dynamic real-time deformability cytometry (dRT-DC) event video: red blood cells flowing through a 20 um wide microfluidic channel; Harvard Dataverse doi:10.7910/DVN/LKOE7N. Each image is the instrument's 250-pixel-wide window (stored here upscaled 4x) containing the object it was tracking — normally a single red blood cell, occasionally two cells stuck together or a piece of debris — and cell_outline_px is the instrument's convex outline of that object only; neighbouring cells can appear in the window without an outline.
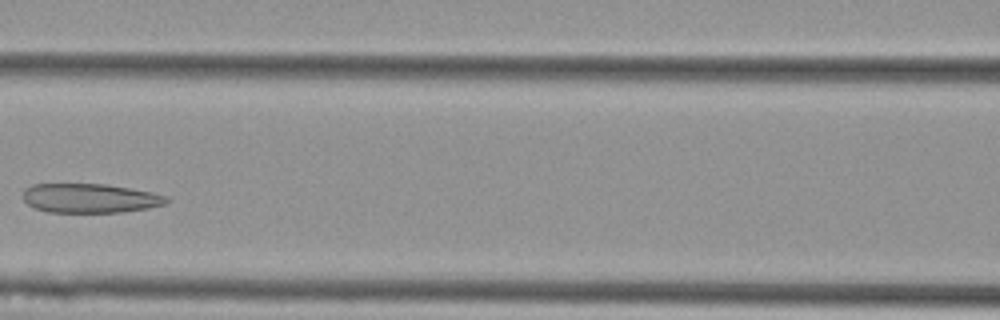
{"species": "Egyptian fruit bat (a non-hibernating species)", "species_latin": "Rousettus aegyptiacus", "temperature_condition": "cold", "stored_images_in_passage": 5, "camera_frame_rate_fps": 3000, "um_per_image_px": 0.085, "animal": {"sex": "female"}, "frame": {"image": 1, "passage_image": 5, "time_ms": 1.333, "image_size_px": [1000, 320], "cell_outline_px": [[168, 200], [164, 204], [148, 208], [120, 212], [48, 212], [36, 208], [28, 204], [24, 200], [24, 188], [32, 184], [108, 184], [152, 192], [168, 196]], "centroid_in_image_um": [7.65, 16.84], "position_along_channel_um": 159.0, "area_um2": 24.39}}